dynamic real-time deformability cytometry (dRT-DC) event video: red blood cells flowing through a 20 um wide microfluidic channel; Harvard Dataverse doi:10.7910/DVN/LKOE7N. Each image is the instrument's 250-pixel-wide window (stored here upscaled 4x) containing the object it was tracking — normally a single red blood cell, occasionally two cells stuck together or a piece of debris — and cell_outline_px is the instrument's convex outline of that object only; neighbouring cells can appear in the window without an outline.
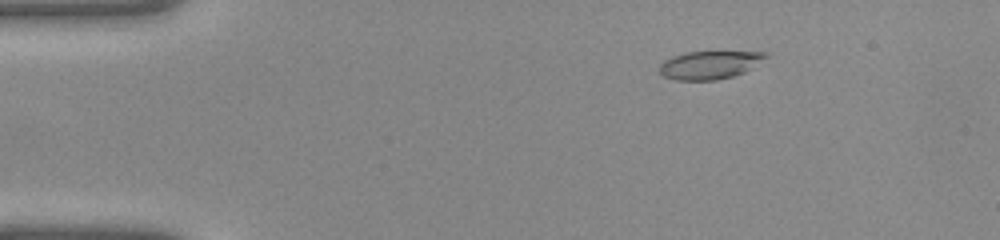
{"species": "common noctule bat (a hibernating species)", "species_latin": "Nyctalus noctula", "temperature_condition": "warm", "stored_images_in_passage": 36, "camera_frame_rate_fps": 3000, "um_per_image_px": 0.085, "animal": {"sex": "female", "body_mass_g": 22.0, "forearm_length_mm": 56.7}, "frame": {"image": 1, "passage_image": 1, "time_ms": 0.0, "image_size_px": [1000, 240], "cell_outline_px": [[768, 56], [744, 72], [732, 76], [716, 80], [676, 80], [664, 76], [660, 72], [660, 64], [664, 60], [672, 56], [684, 52], [768, 52]], "centroid_in_image_um": [60.28, 5.52], "position_along_channel_um": 24.7, "area_um2": 17.17}}
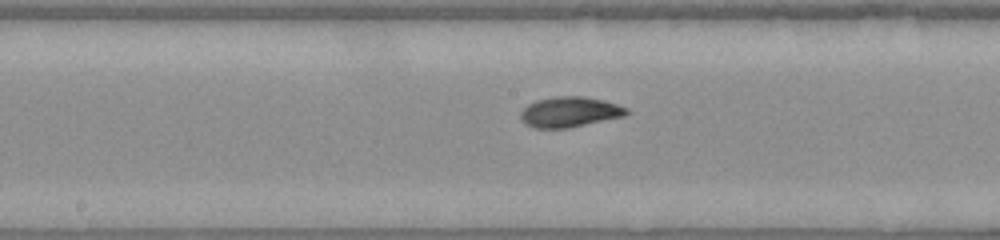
{"frame": {"image": 2, "passage_image": 16, "time_ms": 5.0, "image_size_px": [1000, 240], "cell_outline_px": [[632, 112], [624, 116], [568, 128], [536, 128], [524, 124], [520, 116], [520, 112], [528, 104], [536, 100], [556, 96], [584, 96], [604, 100], [628, 108]], "centroid_in_image_um": [48.43, 9.51], "position_along_channel_um": 199.8, "area_um2": 18.84}}
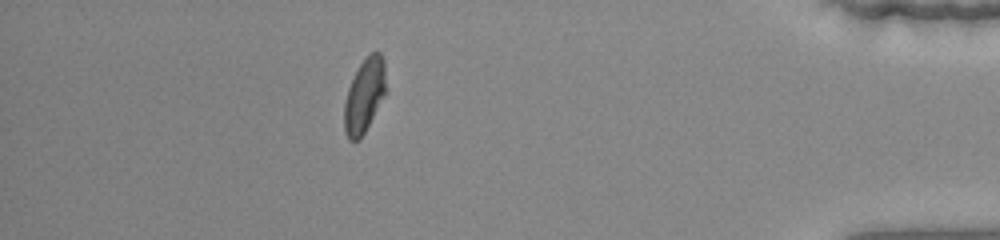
{"frame": {"image": 3, "passage_image": 31, "time_ms": 10.0, "image_size_px": [1000, 240], "cell_outline_px": [[384, 96], [360, 140], [348, 140], [344, 132], [344, 104], [348, 88], [360, 64], [372, 52], [380, 52], [384, 60]], "centroid_in_image_um": [30.94, 8.17], "position_along_channel_um": 404.3, "area_um2": 17.51}}